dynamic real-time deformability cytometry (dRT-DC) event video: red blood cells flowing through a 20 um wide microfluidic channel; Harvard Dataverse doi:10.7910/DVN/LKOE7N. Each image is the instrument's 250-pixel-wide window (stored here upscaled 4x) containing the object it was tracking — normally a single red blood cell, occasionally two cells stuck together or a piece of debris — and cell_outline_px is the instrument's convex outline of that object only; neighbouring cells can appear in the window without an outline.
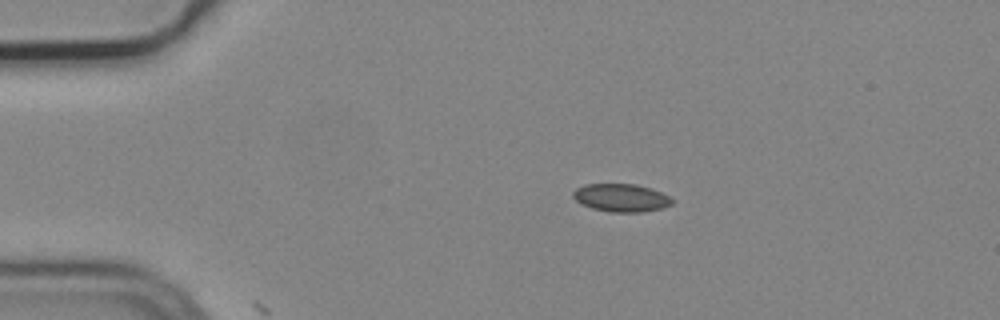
{"species": "common noctule bat (a hibernating species)", "species_latin": "Nyctalus noctula", "temperature_condition": "cold", "stored_images_in_passage": 6, "camera_frame_rate_fps": 3000, "um_per_image_px": 0.085, "animal": {"sex": "male", "body_mass_g": 19.2, "forearm_length_mm": 51.8}, "frame": {"image": 1, "passage_image": 2, "time_ms": 0.333, "image_size_px": [1000, 320], "cell_outline_px": [[676, 200], [672, 204], [660, 208], [640, 212], [612, 212], [592, 208], [580, 204], [572, 196], [572, 192], [576, 188], [584, 184], [636, 184], [652, 188]], "centroid_in_image_um": [52.78, 16.8], "position_along_channel_um": 32.2, "area_um2": 16.18}}
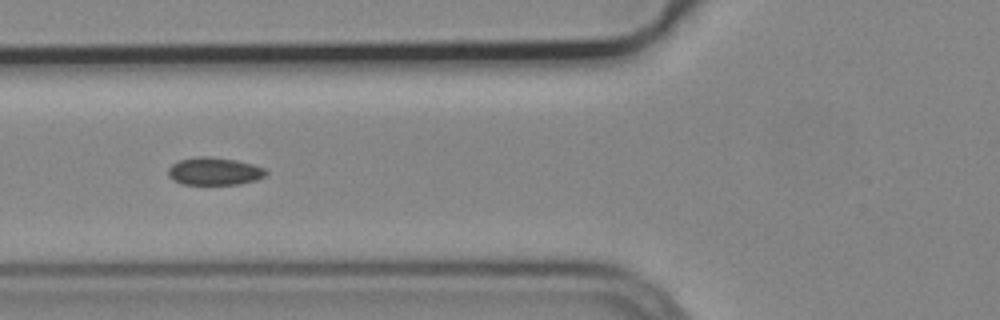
{"frame": {"image": 2, "passage_image": 4, "time_ms": 1.0, "image_size_px": [1000, 320], "cell_outline_px": [[268, 172], [264, 176], [256, 180], [240, 184], [184, 184], [172, 180], [168, 176], [168, 168], [172, 164], [180, 160], [200, 156], [208, 156], [236, 160], [252, 164], [264, 168]], "centroid_in_image_um": [18.21, 14.56], "position_along_channel_um": 107.6, "area_um2": 15.72}}
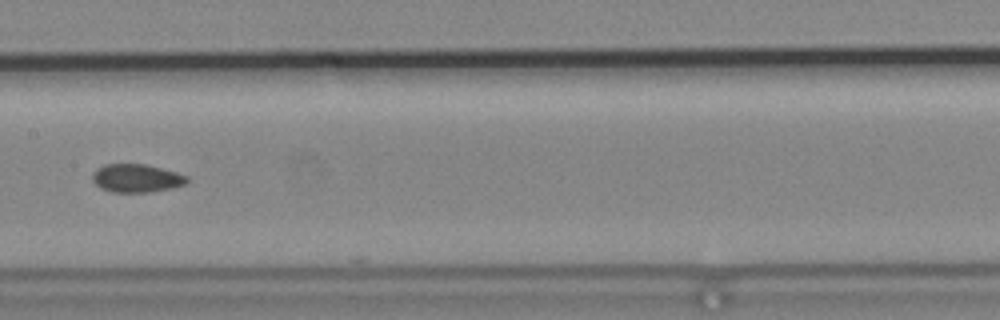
{"frame": {"image": 3, "passage_image": 6, "time_ms": 1.667, "image_size_px": [1000, 320], "cell_outline_px": [[188, 180], [184, 184], [172, 188], [148, 192], [112, 192], [100, 188], [92, 180], [92, 172], [96, 168], [104, 164], [144, 164], [176, 172], [188, 176]], "centroid_in_image_um": [11.56, 15.14], "position_along_channel_um": 195.8, "area_um2": 15.55}}